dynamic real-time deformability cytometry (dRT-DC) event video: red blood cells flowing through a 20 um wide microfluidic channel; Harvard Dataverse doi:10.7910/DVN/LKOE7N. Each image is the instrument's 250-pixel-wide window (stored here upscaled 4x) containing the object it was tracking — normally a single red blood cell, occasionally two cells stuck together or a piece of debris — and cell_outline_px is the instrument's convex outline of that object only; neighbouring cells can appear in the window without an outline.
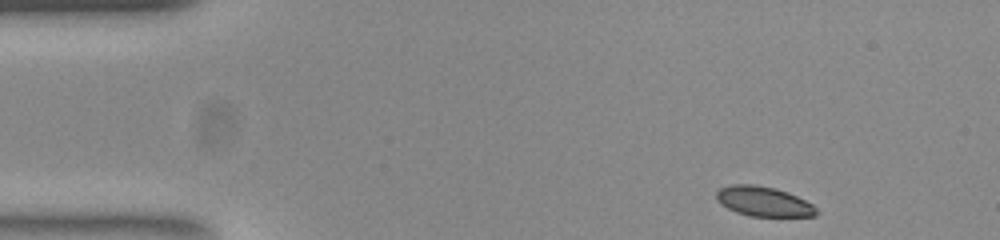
{"species": "common noctule bat (a hibernating species)", "species_latin": "Nyctalus noctula", "temperature_condition": "room temperature", "stored_images_in_passage": 48, "camera_frame_rate_fps": 3000, "um_per_image_px": 0.085, "animal": {"sex": "female", "body_mass_g": 23.0, "forearm_length_mm": 53.4}, "frame": {"image": 1, "passage_image": 1, "time_ms": 0.0, "image_size_px": [1000, 240], "cell_outline_px": [[820, 212], [816, 216], [748, 216], [736, 212], [720, 204], [716, 200], [716, 192], [720, 188], [732, 184], [756, 184], [776, 188], [788, 192], [812, 204]], "centroid_in_image_um": [64.89, 17.12], "position_along_channel_um": 20.1, "area_um2": 17.51}}
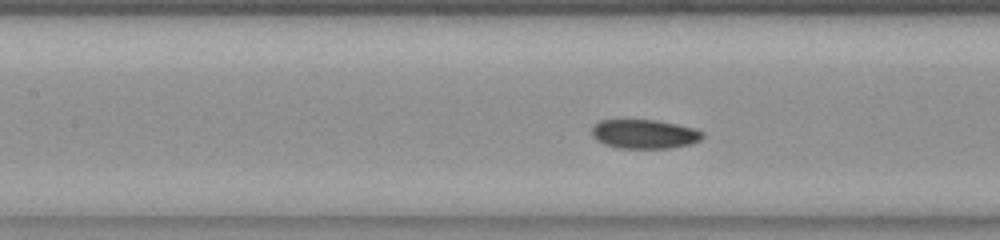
{"frame": {"image": 2, "passage_image": 18, "time_ms": 5.667, "image_size_px": [1000, 240], "cell_outline_px": [[704, 136], [700, 140], [692, 144], [668, 148], [620, 148], [604, 144], [596, 140], [592, 136], [592, 128], [600, 120], [656, 120], [696, 128], [704, 132]], "centroid_in_image_um": [54.8, 11.39], "position_along_channel_um": 152.6, "area_um2": 18.84}}
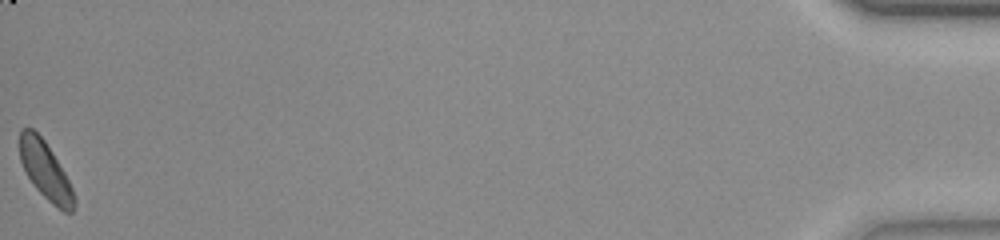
{"frame": {"image": 3, "passage_image": 48, "time_ms": 15.667, "image_size_px": [1000, 240], "cell_outline_px": [[76, 200], [72, 212], [64, 212], [52, 204], [36, 188], [28, 176], [20, 160], [20, 128], [32, 128], [44, 140], [52, 152], [64, 172], [72, 188]], "centroid_in_image_um": [3.86, 14.51], "position_along_channel_um": 431.3, "area_um2": 17.92}, "authors_computed_cell_mechanics": {"area_um2": 18.8717, "velocity_mm_per_s": 3.8334, "shape_relaxation_time_tau1_ms": 7.6026, "shape_relaxation_time_tau2_ms": 4.1031, "deformation_change_tau1": 0.1527, "deformation_change_tau2": 0.0717}}